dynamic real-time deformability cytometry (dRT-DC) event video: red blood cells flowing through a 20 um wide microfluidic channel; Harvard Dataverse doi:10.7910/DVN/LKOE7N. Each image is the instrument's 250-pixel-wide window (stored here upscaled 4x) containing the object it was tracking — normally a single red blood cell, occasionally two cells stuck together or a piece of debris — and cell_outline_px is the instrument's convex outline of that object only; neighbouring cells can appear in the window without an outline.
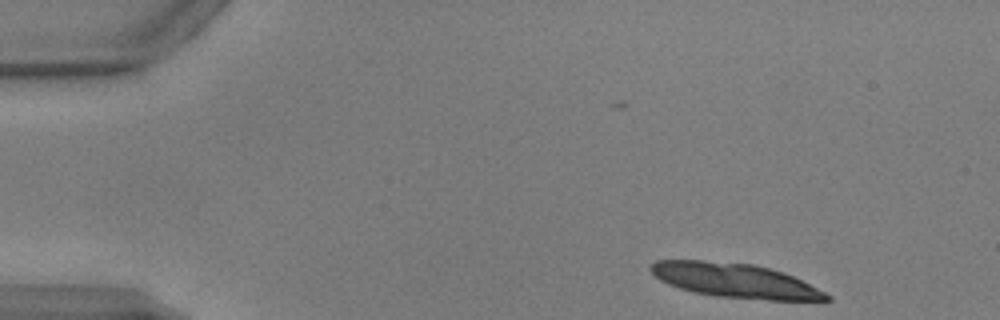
{"species": "common noctule bat (a hibernating species)", "species_latin": "Nyctalus noctula", "temperature_condition": "warm", "stored_images_in_passage": 9, "camera_frame_rate_fps": 3000, "um_per_image_px": 0.085, "animal": {"sex": "male", "body_mass_g": 17.9, "forearm_length_mm": 54.2}, "frame": {"image": 1, "passage_image": 1, "time_ms": 0.0, "image_size_px": [1000, 320], "cell_outline_px": [[832, 300], [768, 300], [716, 296], [692, 292], [668, 284], [660, 280], [648, 268], [656, 260], [704, 260], [752, 264], [784, 272], [832, 296]], "centroid_in_image_um": [62.44, 23.84], "position_along_channel_um": 22.6, "area_um2": 34.91}}